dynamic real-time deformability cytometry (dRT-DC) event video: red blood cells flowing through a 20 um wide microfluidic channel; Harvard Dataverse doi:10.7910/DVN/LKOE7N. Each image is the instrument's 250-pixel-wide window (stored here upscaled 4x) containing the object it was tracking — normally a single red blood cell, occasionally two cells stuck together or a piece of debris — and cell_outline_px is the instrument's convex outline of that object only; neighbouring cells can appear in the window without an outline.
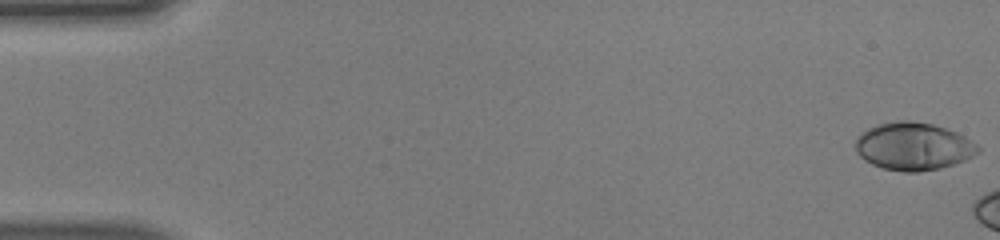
{"species": "human", "species_latin": "Homo sapiens", "temperature_condition": "warm", "stored_images_in_passage": 6, "camera_frame_rate_fps": 3000, "um_per_image_px": 0.085, "donor": {"sex": "male"}, "frame": {"image": 1, "passage_image": 1, "time_ms": 0.0, "image_size_px": [1000, 240], "cell_outline_px": [[980, 152], [964, 160], [940, 168], [920, 172], [904, 172], [884, 168], [872, 164], [864, 160], [856, 152], [856, 140], [860, 132], [876, 124], [900, 120], [908, 120], [932, 124], [956, 132], [964, 136], [976, 144], [980, 148]], "centroid_in_image_um": [77.61, 12.44], "position_along_channel_um": 7.4, "area_um2": 33.99}}